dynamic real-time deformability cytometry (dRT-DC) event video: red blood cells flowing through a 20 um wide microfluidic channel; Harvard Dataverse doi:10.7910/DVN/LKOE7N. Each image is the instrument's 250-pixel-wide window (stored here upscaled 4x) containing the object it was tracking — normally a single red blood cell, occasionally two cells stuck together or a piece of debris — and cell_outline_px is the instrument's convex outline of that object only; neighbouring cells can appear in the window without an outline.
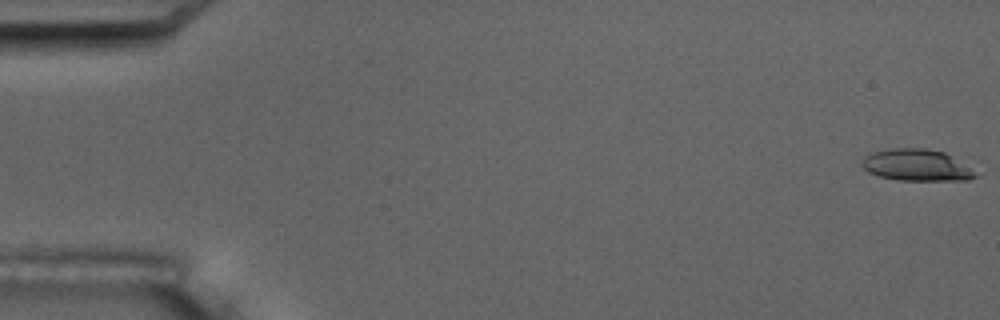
{"species": "common noctule bat (a hibernating species)", "species_latin": "Nyctalus noctula", "temperature_condition": "room temperature", "stored_images_in_passage": 3, "camera_frame_rate_fps": 3000, "um_per_image_px": 0.085, "animal": {"sex": "male", "body_mass_g": 17.5, "forearm_length_mm": 52.3}, "frame": {"image": 1, "passage_image": 1, "time_ms": 0.0, "image_size_px": [1000, 320], "cell_outline_px": [[976, 176], [968, 180], [900, 180], [880, 176], [868, 172], [860, 164], [864, 156], [872, 152], [892, 148], [928, 148], [944, 152], [968, 168]], "centroid_in_image_um": [77.81, 14.02], "position_along_channel_um": 7.2, "area_um2": 20.52}}